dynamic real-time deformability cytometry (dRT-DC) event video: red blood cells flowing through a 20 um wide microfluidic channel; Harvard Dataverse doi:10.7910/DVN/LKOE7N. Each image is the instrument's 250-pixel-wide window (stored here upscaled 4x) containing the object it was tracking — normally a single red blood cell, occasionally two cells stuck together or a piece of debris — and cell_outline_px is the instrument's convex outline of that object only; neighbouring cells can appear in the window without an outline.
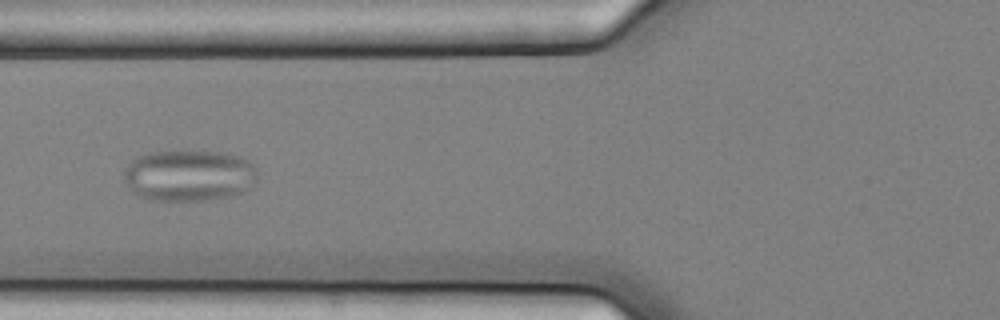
{"species": "common noctule bat (a hibernating species)", "species_latin": "Nyctalus noctula", "temperature_condition": "cold", "stored_images_in_passage": 14, "camera_frame_rate_fps": 3000, "um_per_image_px": 0.085, "animal": {"sex": "female", "body_mass_g": 25.1}, "frame": {"image": 1, "passage_image": 5, "time_ms": 1.333, "image_size_px": [1000, 320], "cell_outline_px": [[256, 180], [252, 184], [240, 192], [228, 196], [204, 200], [152, 200], [140, 196], [128, 188], [124, 180], [124, 168], [136, 156], [148, 152], [224, 152], [240, 156], [248, 160], [256, 168]], "centroid_in_image_um": [16.02, 14.91], "position_along_channel_um": 109.8, "area_um2": 39.71}}